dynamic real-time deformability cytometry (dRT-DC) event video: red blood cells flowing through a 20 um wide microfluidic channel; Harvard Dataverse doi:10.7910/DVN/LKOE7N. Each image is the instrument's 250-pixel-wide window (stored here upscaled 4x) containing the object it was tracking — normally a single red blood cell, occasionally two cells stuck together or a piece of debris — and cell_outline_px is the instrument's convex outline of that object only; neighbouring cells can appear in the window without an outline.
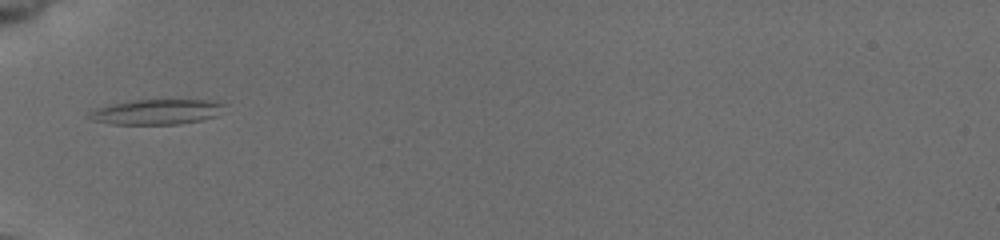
{"species": "common noctule bat (a hibernating species)", "species_latin": "Nyctalus noctula", "temperature_condition": "cold", "stored_images_in_passage": 36, "camera_frame_rate_fps": 3000, "um_per_image_px": 0.085, "animal": {"sex": "female", "body_mass_g": 19.5, "forearm_length_mm": 54.1}, "frame": {"image": 1, "passage_image": 1, "time_ms": 0.0, "image_size_px": [1000, 240], "cell_outline_px": [[224, 104], [216, 116], [200, 120], [176, 124], [112, 124], [92, 120], [88, 116], [88, 112], [92, 108], [112, 104], [136, 100], [216, 100]], "centroid_in_image_um": [13.25, 9.5], "position_along_channel_um": 71.7, "area_um2": 19.65}}
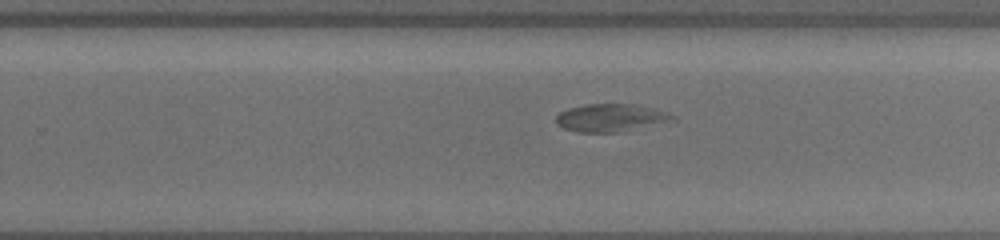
{"frame": {"image": 2, "passage_image": 18, "time_ms": 5.667, "image_size_px": [1000, 240], "cell_outline_px": [[676, 120], [616, 132], [580, 132], [564, 128], [556, 124], [556, 116], [560, 112], [568, 108], [584, 104], [636, 104], [668, 112], [676, 116]], "centroid_in_image_um": [51.91, 9.99], "position_along_channel_um": 277.9, "area_um2": 18.73}}
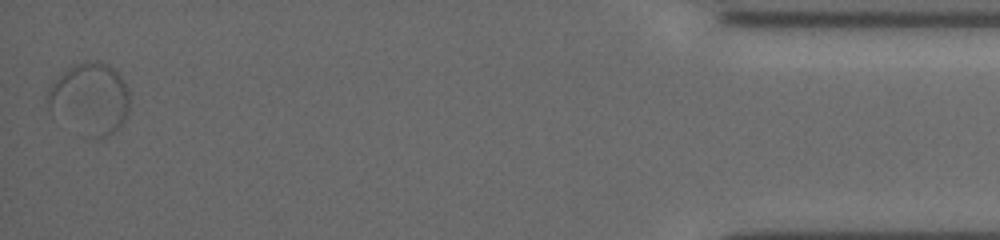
{"frame": {"image": 3, "passage_image": 36, "time_ms": 11.667, "image_size_px": [1000, 240], "cell_outline_px": [[128, 108], [124, 120], [108, 136], [84, 136], [48, 108], [44, 104], [44, 96], [48, 88], [68, 68], [76, 64], [100, 60], [116, 68], [124, 80], [128, 92]], "centroid_in_image_um": [7.62, 8.35], "position_along_channel_um": 427.6, "area_um2": 33.81}}